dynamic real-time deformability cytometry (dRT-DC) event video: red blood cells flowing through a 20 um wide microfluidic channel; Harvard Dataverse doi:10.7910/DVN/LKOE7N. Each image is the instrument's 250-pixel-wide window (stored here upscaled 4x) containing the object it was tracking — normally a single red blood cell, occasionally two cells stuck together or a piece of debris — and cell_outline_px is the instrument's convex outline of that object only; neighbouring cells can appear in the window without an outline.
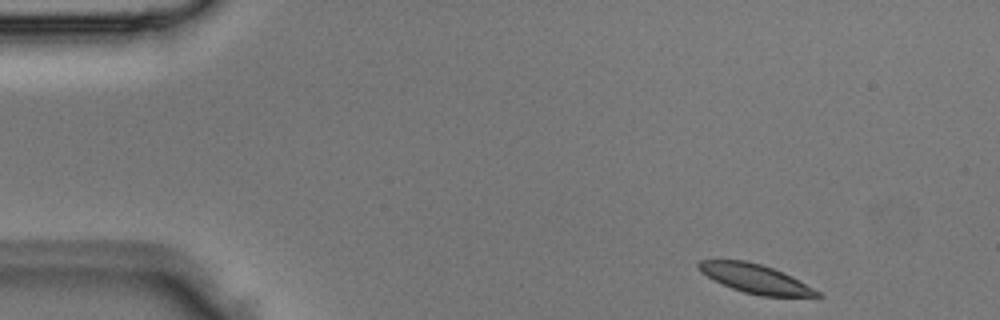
{"species": "Egyptian fruit bat (a non-hibernating species)", "species_latin": "Rousettus aegyptiacus", "temperature_condition": "room temperature", "stored_images_in_passage": 3, "camera_frame_rate_fps": 3000, "um_per_image_px": 0.085, "animal": {"sex": "male"}, "frame": {"image": 1, "passage_image": 1, "time_ms": 0.0, "image_size_px": [1000, 320], "cell_outline_px": [[824, 296], [760, 296], [744, 292], [732, 288], [700, 272], [696, 264], [700, 260], [744, 260], [760, 264], [772, 268], [820, 292]], "centroid_in_image_um": [64.14, 23.68], "position_along_channel_um": 20.9, "area_um2": 19.31}}
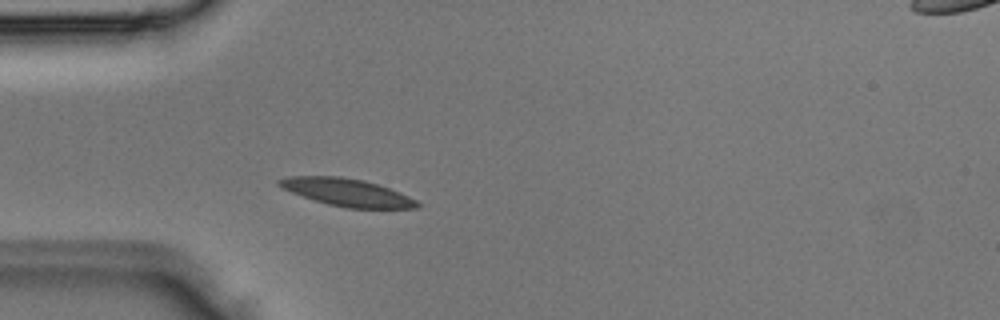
{"frame": {"image": 2, "passage_image": 3, "time_ms": 0.667, "image_size_px": [1000, 320], "cell_outline_px": [[420, 208], [344, 208], [328, 204], [280, 188], [276, 184], [276, 180], [288, 176], [340, 176], [364, 180], [388, 188], [408, 196], [416, 200], [420, 204]], "centroid_in_image_um": [29.46, 16.34], "position_along_channel_um": 55.5, "area_um2": 22.02}}